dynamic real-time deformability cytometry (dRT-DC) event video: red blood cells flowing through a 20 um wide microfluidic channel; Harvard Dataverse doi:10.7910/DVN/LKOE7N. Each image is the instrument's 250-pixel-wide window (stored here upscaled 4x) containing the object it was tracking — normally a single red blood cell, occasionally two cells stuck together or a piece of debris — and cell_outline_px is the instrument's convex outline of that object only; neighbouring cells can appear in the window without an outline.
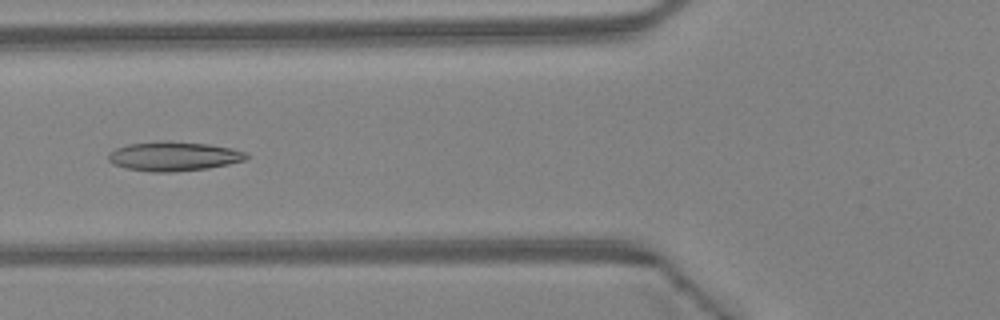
{"species": "Egyptian fruit bat (a non-hibernating species)", "species_latin": "Rousettus aegyptiacus", "temperature_condition": "warm", "stored_images_in_passage": 45, "camera_frame_rate_fps": 3000, "um_per_image_px": 0.085, "animal": {"sex": "female"}, "frame": {"image": 1, "passage_image": 18, "time_ms": 5.667, "image_size_px": [1000, 320], "cell_outline_px": [[248, 156], [244, 160], [228, 164], [208, 168], [172, 172], [152, 172], [128, 168], [112, 164], [108, 160], [108, 152], [116, 148], [128, 144], [164, 140], [208, 144], [232, 148], [244, 152]], "centroid_in_image_um": [14.72, 13.28], "position_along_channel_um": 111.1, "area_um2": 23.52}}
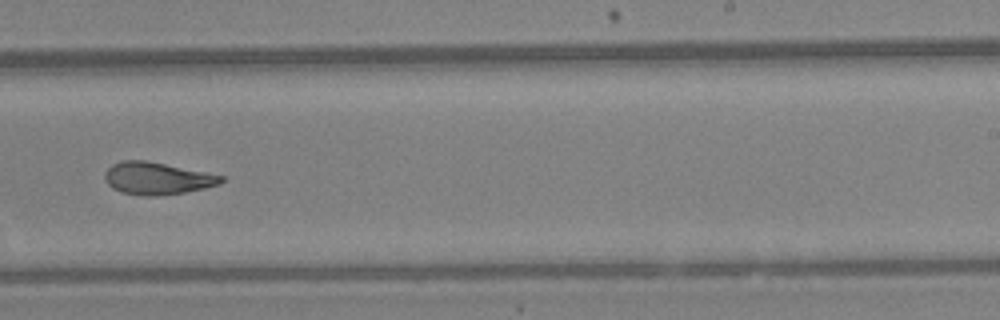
{"frame": {"image": 2, "passage_image": 29, "time_ms": 9.333, "image_size_px": [1000, 320], "cell_outline_px": [[224, 180], [220, 184], [204, 188], [184, 192], [156, 196], [144, 196], [120, 192], [112, 188], [108, 184], [104, 176], [104, 172], [112, 164], [124, 160], [144, 160], [224, 176]], "centroid_in_image_um": [13.32, 15.17], "position_along_channel_um": 275.7, "area_um2": 21.68}}
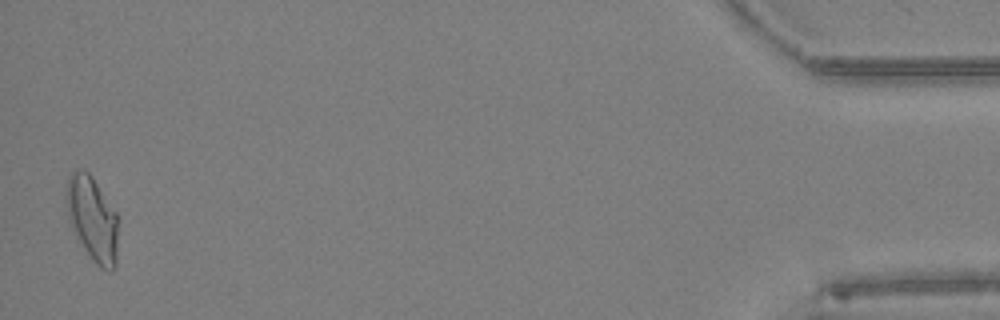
{"frame": {"image": 3, "passage_image": 45, "time_ms": 14.667, "image_size_px": [1000, 320], "cell_outline_px": [[116, 268], [100, 268], [92, 260], [84, 248], [72, 228], [68, 220], [64, 200], [64, 196], [68, 176], [72, 172], [88, 172], [92, 176], [116, 212]], "centroid_in_image_um": [7.8, 18.57], "position_along_channel_um": 427.4, "area_um2": 25.14}, "authors_computed_cell_mechanics": {"area_um2": 22.7732, "velocity_mm_per_s": 4.5016, "shape_relaxation_time_tau1_ms": null, "shape_relaxation_time_tau2_ms": 2.1244, "deformation_change_tau1": null, "deformation_change_tau2": 0.096}}